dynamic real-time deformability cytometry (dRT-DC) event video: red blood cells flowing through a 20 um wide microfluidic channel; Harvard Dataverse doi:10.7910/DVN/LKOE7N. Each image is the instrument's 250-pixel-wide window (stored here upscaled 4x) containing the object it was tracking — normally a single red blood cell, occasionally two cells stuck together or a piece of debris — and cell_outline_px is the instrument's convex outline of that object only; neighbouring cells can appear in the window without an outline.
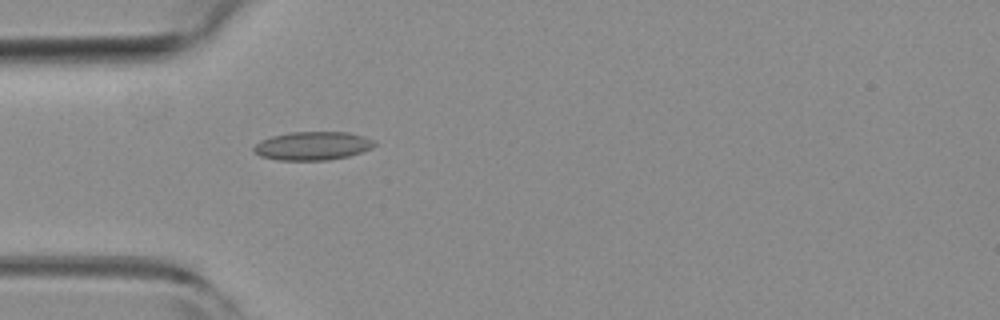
{"species": "common noctule bat (a hibernating species)", "species_latin": "Nyctalus noctula", "temperature_condition": "room temperature", "stored_images_in_passage": 5, "camera_frame_rate_fps": 3000, "um_per_image_px": 0.085, "animal": {"sex": "female", "body_mass_g": 19.3, "forearm_length_mm": 54.1}, "frame": {"image": 1, "passage_image": 5, "time_ms": 1.333, "image_size_px": [1000, 320], "cell_outline_px": [[376, 144], [372, 148], [348, 156], [328, 160], [276, 160], [260, 156], [252, 152], [252, 148], [260, 140], [272, 136], [288, 132], [348, 132], [364, 136], [376, 140]], "centroid_in_image_um": [26.55, 12.39], "position_along_channel_um": 58.4, "area_um2": 20.23}}